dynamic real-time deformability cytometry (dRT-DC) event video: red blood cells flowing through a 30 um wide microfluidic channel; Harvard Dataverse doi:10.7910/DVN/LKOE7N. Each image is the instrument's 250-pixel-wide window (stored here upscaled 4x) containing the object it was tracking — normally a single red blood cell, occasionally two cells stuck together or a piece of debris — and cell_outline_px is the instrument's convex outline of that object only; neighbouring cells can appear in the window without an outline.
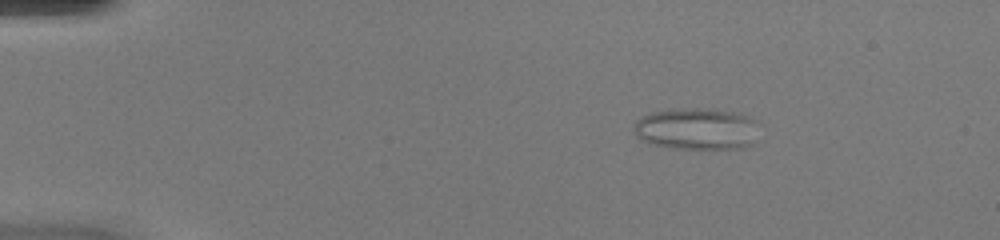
{"species": "common noctule bat (a hibernating species)", "species_latin": "Nyctalus noctula", "temperature_condition": "warm", "stored_images_in_passage": 49, "camera_frame_rate_fps": 3000, "um_per_image_px": 0.085, "animal": {"sex": "female", "body_mass_g": 20.0, "forearm_length_mm": 54.0}, "frame": {"image": 1, "passage_image": 9, "time_ms": 2.667, "image_size_px": [1000, 240], "cell_outline_px": [[756, 120], [752, 144], [740, 148], [676, 148], [648, 144], [640, 140], [636, 136], [632, 128], [636, 120], [640, 116], [652, 112], [668, 108], [708, 108], [732, 112], [748, 116]], "centroid_in_image_um": [59.1, 10.93], "position_along_channel_um": 25.9, "area_um2": 30.58}}
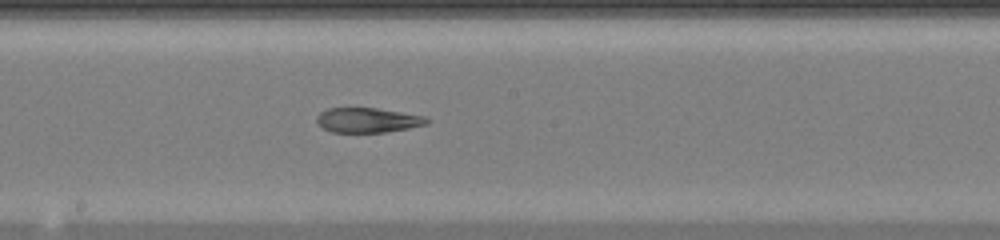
{"frame": {"image": 2, "passage_image": 28, "time_ms": 9.0, "image_size_px": [1000, 240], "cell_outline_px": [[432, 120], [428, 124], [408, 128], [384, 132], [332, 132], [316, 124], [316, 116], [320, 112], [328, 108], [376, 108], [424, 116]], "centroid_in_image_um": [31.24, 10.21], "position_along_channel_um": 217.0, "area_um2": 15.9}}
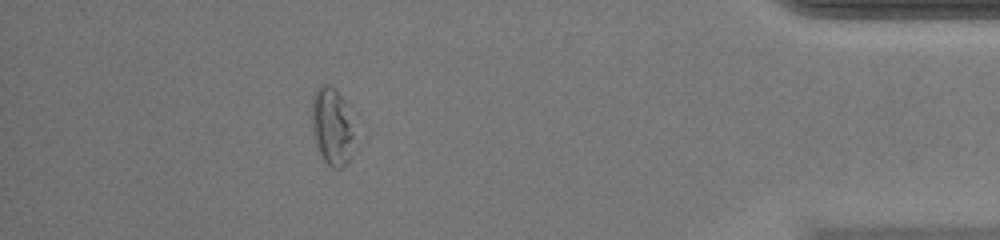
{"frame": {"image": 3, "passage_image": 44, "time_ms": 14.333, "image_size_px": [1000, 240], "cell_outline_px": [[368, 132], [348, 164], [344, 168], [332, 168], [320, 156], [312, 136], [312, 96], [316, 88], [320, 84], [328, 84], [336, 88], [364, 120], [368, 128]], "centroid_in_image_um": [28.55, 10.76], "position_along_channel_um": 406.7, "area_um2": 23.64}, "authors_computed_cell_mechanics": {"area_um2": 22.6576, "velocity_mm_per_s": 4.3643, "shape_relaxation_time_tau1_ms": null, "shape_relaxation_time_tau2_ms": 3.3761, "deformation_change_tau1": null, "deformation_change_tau2": 0.1204}}